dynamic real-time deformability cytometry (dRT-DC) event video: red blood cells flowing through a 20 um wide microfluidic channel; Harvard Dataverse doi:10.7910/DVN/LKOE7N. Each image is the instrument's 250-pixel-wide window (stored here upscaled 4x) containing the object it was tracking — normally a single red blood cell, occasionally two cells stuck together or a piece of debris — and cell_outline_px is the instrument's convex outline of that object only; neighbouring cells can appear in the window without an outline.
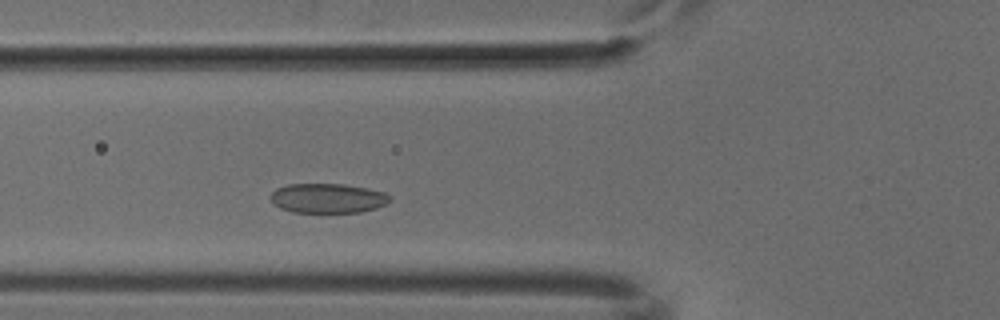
{"species": "common noctule bat (a hibernating species)", "species_latin": "Nyctalus noctula", "temperature_condition": "cold", "stored_images_in_passage": 24, "camera_frame_rate_fps": 3000, "um_per_image_px": 0.085, "animal": {"sex": "male", "body_mass_g": 18.8}, "frame": {"image": 1, "passage_image": 10, "time_ms": 3.0, "image_size_px": [1000, 320], "cell_outline_px": [[392, 200], [376, 208], [360, 212], [292, 212], [280, 208], [272, 204], [272, 192], [276, 188], [288, 184], [344, 184], [368, 188], [384, 192], [392, 196]], "centroid_in_image_um": [27.87, 16.84], "position_along_channel_um": 97.9, "area_um2": 20.63}}
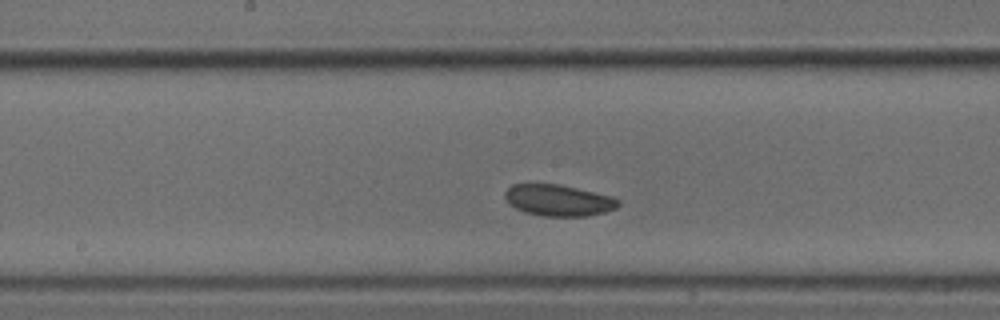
{"frame": {"image": 2, "passage_image": 18, "time_ms": 5.667, "image_size_px": [1000, 320], "cell_outline_px": [[620, 204], [616, 208], [604, 212], [588, 216], [540, 216], [524, 212], [516, 208], [504, 196], [504, 192], [512, 184], [560, 184], [612, 196], [620, 200]], "centroid_in_image_um": [47.49, 17.02], "position_along_channel_um": 200.7, "area_um2": 20.69}}
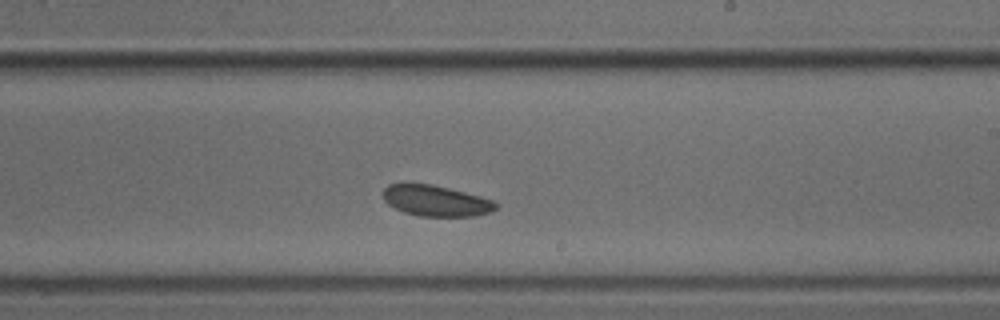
{"frame": {"image": 3, "passage_image": 22, "time_ms": 7.0, "image_size_px": [1000, 320], "cell_outline_px": [[496, 208], [492, 212], [476, 216], [416, 216], [404, 212], [388, 204], [384, 200], [384, 188], [388, 184], [432, 184], [480, 196], [492, 200], [496, 204]], "centroid_in_image_um": [37.05, 17.07], "position_along_channel_um": 251.9, "area_um2": 20.11}}